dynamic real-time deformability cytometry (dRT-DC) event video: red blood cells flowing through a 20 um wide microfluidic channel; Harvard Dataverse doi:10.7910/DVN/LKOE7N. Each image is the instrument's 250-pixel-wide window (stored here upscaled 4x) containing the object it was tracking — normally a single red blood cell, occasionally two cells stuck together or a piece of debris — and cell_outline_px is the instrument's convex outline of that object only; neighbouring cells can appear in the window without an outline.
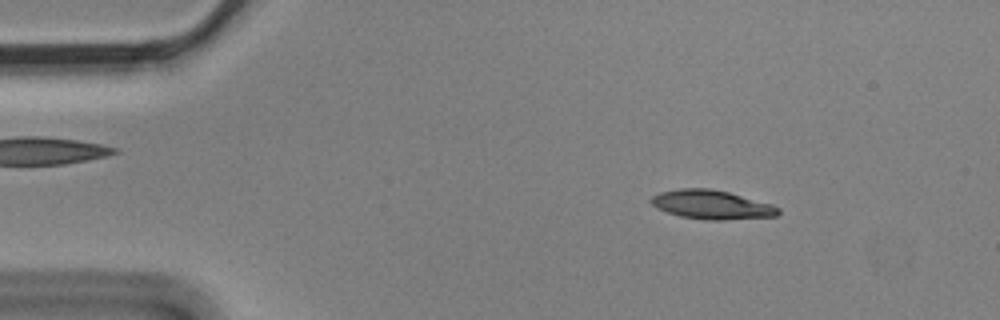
{"species": "Egyptian fruit bat (a non-hibernating species)", "species_latin": "Rousettus aegyptiacus", "temperature_condition": "cold", "stored_images_in_passage": 5, "camera_frame_rate_fps": 3000, "um_per_image_px": 0.085, "animal": {"sex": "male"}, "frame": {"image": 1, "passage_image": 3, "time_ms": 0.667, "image_size_px": [1000, 320], "cell_outline_px": [[780, 212], [776, 216], [724, 220], [704, 220], [680, 216], [656, 208], [648, 200], [652, 196], [660, 192], [680, 188], [712, 188], [728, 192], [772, 204], [780, 208]], "centroid_in_image_um": [60.48, 17.39], "position_along_channel_um": 24.5, "area_um2": 21.56}}